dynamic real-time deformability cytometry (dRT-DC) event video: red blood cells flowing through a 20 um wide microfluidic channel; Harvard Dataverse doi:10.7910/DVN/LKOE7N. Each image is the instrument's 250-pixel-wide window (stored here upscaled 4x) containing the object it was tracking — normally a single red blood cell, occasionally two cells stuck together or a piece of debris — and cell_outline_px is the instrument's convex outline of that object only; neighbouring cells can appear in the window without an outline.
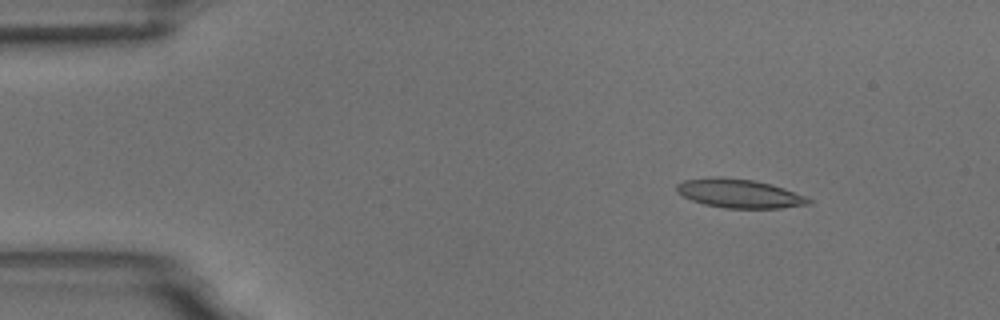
{"species": "common noctule bat (a hibernating species)", "species_latin": "Nyctalus noctula", "temperature_condition": "room temperature", "stored_images_in_passage": 4, "camera_frame_rate_fps": 3000, "um_per_image_px": 0.085, "animal": {"sex": "male", "body_mass_g": 18.8}, "frame": {"image": 1, "passage_image": 2, "time_ms": 1.0, "image_size_px": [1000, 320], "cell_outline_px": [[812, 204], [780, 208], [724, 208], [704, 204], [692, 200], [676, 192], [676, 184], [684, 180], [716, 176], [720, 176], [752, 180], [772, 184], [784, 188], [804, 196], [812, 200]], "centroid_in_image_um": [62.83, 16.44], "position_along_channel_um": 22.2, "area_um2": 22.2}}